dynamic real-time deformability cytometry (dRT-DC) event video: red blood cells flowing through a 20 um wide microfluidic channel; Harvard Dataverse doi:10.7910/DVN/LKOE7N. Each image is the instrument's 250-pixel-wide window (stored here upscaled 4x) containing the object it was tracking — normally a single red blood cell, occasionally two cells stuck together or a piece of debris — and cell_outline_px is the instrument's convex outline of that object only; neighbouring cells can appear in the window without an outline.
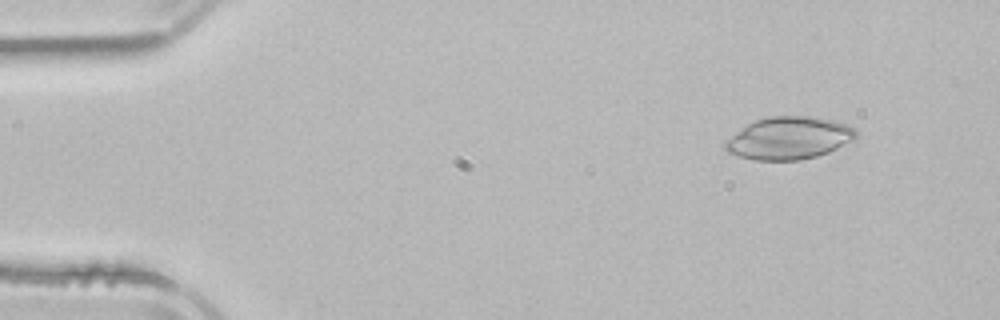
{"species": "common noctule bat (a hibernating species)", "species_latin": "Nyctalus noctula", "temperature_condition": "room temperature", "stored_images_in_passage": 5, "camera_frame_rate_fps": 3000, "um_per_image_px": 0.085, "animal": {"sex": "male", "body_mass_g": 21.5, "forearm_length_mm": 52.0}, "frame": {"image": 1, "passage_image": 2, "time_ms": 1.333, "image_size_px": [1000, 320], "cell_outline_px": [[856, 140], [828, 152], [816, 156], [800, 160], [756, 160], [740, 156], [728, 152], [724, 148], [724, 140], [748, 124], [756, 120], [768, 116], [808, 116], [832, 120], [856, 128]], "centroid_in_image_um": [67.07, 11.74], "position_along_channel_um": 17.9, "area_um2": 32.31}}